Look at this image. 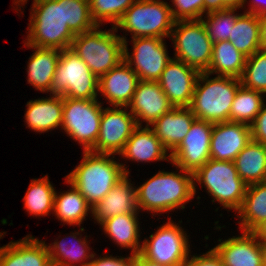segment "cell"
Wrapping results in <instances>:
<instances>
[{
    "label": "cell",
    "mask_w": 266,
    "mask_h": 266,
    "mask_svg": "<svg viewBox=\"0 0 266 266\" xmlns=\"http://www.w3.org/2000/svg\"><path fill=\"white\" fill-rule=\"evenodd\" d=\"M182 174L159 171L136 189L138 209L163 213L185 208L196 194L194 174L179 168ZM185 173V174H183Z\"/></svg>",
    "instance_id": "6da1fadb"
},
{
    "label": "cell",
    "mask_w": 266,
    "mask_h": 266,
    "mask_svg": "<svg viewBox=\"0 0 266 266\" xmlns=\"http://www.w3.org/2000/svg\"><path fill=\"white\" fill-rule=\"evenodd\" d=\"M111 155L84 151L82 162L66 176V183L73 185L91 207L103 199L125 174H129L124 164L109 158Z\"/></svg>",
    "instance_id": "7a4b0ae2"
},
{
    "label": "cell",
    "mask_w": 266,
    "mask_h": 266,
    "mask_svg": "<svg viewBox=\"0 0 266 266\" xmlns=\"http://www.w3.org/2000/svg\"><path fill=\"white\" fill-rule=\"evenodd\" d=\"M209 75L207 72H201L198 76L189 108L198 120L211 123L228 122L241 80L229 76L208 79ZM200 83H204L203 86Z\"/></svg>",
    "instance_id": "3957f363"
},
{
    "label": "cell",
    "mask_w": 266,
    "mask_h": 266,
    "mask_svg": "<svg viewBox=\"0 0 266 266\" xmlns=\"http://www.w3.org/2000/svg\"><path fill=\"white\" fill-rule=\"evenodd\" d=\"M99 27L76 34L70 46L98 79L124 60L126 41L115 33L118 28L102 31Z\"/></svg>",
    "instance_id": "277c9868"
},
{
    "label": "cell",
    "mask_w": 266,
    "mask_h": 266,
    "mask_svg": "<svg viewBox=\"0 0 266 266\" xmlns=\"http://www.w3.org/2000/svg\"><path fill=\"white\" fill-rule=\"evenodd\" d=\"M25 44L39 48L68 49L75 33L66 24L64 0H53L32 6Z\"/></svg>",
    "instance_id": "5b68a950"
},
{
    "label": "cell",
    "mask_w": 266,
    "mask_h": 266,
    "mask_svg": "<svg viewBox=\"0 0 266 266\" xmlns=\"http://www.w3.org/2000/svg\"><path fill=\"white\" fill-rule=\"evenodd\" d=\"M195 180L203 183L210 196L224 208L240 209L248 185L238 175L234 161L210 158L194 173Z\"/></svg>",
    "instance_id": "8992f818"
},
{
    "label": "cell",
    "mask_w": 266,
    "mask_h": 266,
    "mask_svg": "<svg viewBox=\"0 0 266 266\" xmlns=\"http://www.w3.org/2000/svg\"><path fill=\"white\" fill-rule=\"evenodd\" d=\"M175 20L167 2L136 0L124 13L115 28L132 33V38L170 37Z\"/></svg>",
    "instance_id": "52a82bcc"
},
{
    "label": "cell",
    "mask_w": 266,
    "mask_h": 266,
    "mask_svg": "<svg viewBox=\"0 0 266 266\" xmlns=\"http://www.w3.org/2000/svg\"><path fill=\"white\" fill-rule=\"evenodd\" d=\"M99 79L72 49L61 50L52 84V95L72 99H97Z\"/></svg>",
    "instance_id": "ba28073f"
},
{
    "label": "cell",
    "mask_w": 266,
    "mask_h": 266,
    "mask_svg": "<svg viewBox=\"0 0 266 266\" xmlns=\"http://www.w3.org/2000/svg\"><path fill=\"white\" fill-rule=\"evenodd\" d=\"M173 27L170 38L175 46L174 58L200 73L207 72L212 59L213 42L202 20H179L175 21Z\"/></svg>",
    "instance_id": "9c48e42d"
},
{
    "label": "cell",
    "mask_w": 266,
    "mask_h": 266,
    "mask_svg": "<svg viewBox=\"0 0 266 266\" xmlns=\"http://www.w3.org/2000/svg\"><path fill=\"white\" fill-rule=\"evenodd\" d=\"M97 100L63 97L61 127L73 140L84 146V151H91L95 147L99 135L103 108Z\"/></svg>",
    "instance_id": "30bf717a"
},
{
    "label": "cell",
    "mask_w": 266,
    "mask_h": 266,
    "mask_svg": "<svg viewBox=\"0 0 266 266\" xmlns=\"http://www.w3.org/2000/svg\"><path fill=\"white\" fill-rule=\"evenodd\" d=\"M182 228L169 222L163 224L148 240L143 241L140 255L160 266H183L189 258L188 238Z\"/></svg>",
    "instance_id": "8fae6325"
},
{
    "label": "cell",
    "mask_w": 266,
    "mask_h": 266,
    "mask_svg": "<svg viewBox=\"0 0 266 266\" xmlns=\"http://www.w3.org/2000/svg\"><path fill=\"white\" fill-rule=\"evenodd\" d=\"M132 40V55H129L127 41H124V61L138 75L140 81H158L171 60L163 38L139 37Z\"/></svg>",
    "instance_id": "7c38bea8"
},
{
    "label": "cell",
    "mask_w": 266,
    "mask_h": 266,
    "mask_svg": "<svg viewBox=\"0 0 266 266\" xmlns=\"http://www.w3.org/2000/svg\"><path fill=\"white\" fill-rule=\"evenodd\" d=\"M114 108H103L99 135L92 152L119 155L133 131L138 127L131 112L121 109L123 107Z\"/></svg>",
    "instance_id": "4fadbf2b"
},
{
    "label": "cell",
    "mask_w": 266,
    "mask_h": 266,
    "mask_svg": "<svg viewBox=\"0 0 266 266\" xmlns=\"http://www.w3.org/2000/svg\"><path fill=\"white\" fill-rule=\"evenodd\" d=\"M211 122L196 119L181 144L170 153V160L176 168L195 173L210 158Z\"/></svg>",
    "instance_id": "5bb4252c"
},
{
    "label": "cell",
    "mask_w": 266,
    "mask_h": 266,
    "mask_svg": "<svg viewBox=\"0 0 266 266\" xmlns=\"http://www.w3.org/2000/svg\"><path fill=\"white\" fill-rule=\"evenodd\" d=\"M200 72L178 59H171L158 80L173 107H189Z\"/></svg>",
    "instance_id": "9a60e30c"
},
{
    "label": "cell",
    "mask_w": 266,
    "mask_h": 266,
    "mask_svg": "<svg viewBox=\"0 0 266 266\" xmlns=\"http://www.w3.org/2000/svg\"><path fill=\"white\" fill-rule=\"evenodd\" d=\"M251 140V128L247 124L231 121L214 123L211 133V159L234 161Z\"/></svg>",
    "instance_id": "2e32d148"
},
{
    "label": "cell",
    "mask_w": 266,
    "mask_h": 266,
    "mask_svg": "<svg viewBox=\"0 0 266 266\" xmlns=\"http://www.w3.org/2000/svg\"><path fill=\"white\" fill-rule=\"evenodd\" d=\"M134 115L138 126L146 121L150 126L164 113L169 112L173 105L163 92L158 81H139L133 94L132 101L127 106Z\"/></svg>",
    "instance_id": "e0dca14e"
},
{
    "label": "cell",
    "mask_w": 266,
    "mask_h": 266,
    "mask_svg": "<svg viewBox=\"0 0 266 266\" xmlns=\"http://www.w3.org/2000/svg\"><path fill=\"white\" fill-rule=\"evenodd\" d=\"M255 232L243 231L242 236L223 242L219 239L213 249L219 255L223 266H264L263 244Z\"/></svg>",
    "instance_id": "ac0fdd59"
},
{
    "label": "cell",
    "mask_w": 266,
    "mask_h": 266,
    "mask_svg": "<svg viewBox=\"0 0 266 266\" xmlns=\"http://www.w3.org/2000/svg\"><path fill=\"white\" fill-rule=\"evenodd\" d=\"M139 81L138 75L122 60L99 78L98 92H101L113 107H124L127 110Z\"/></svg>",
    "instance_id": "d6986e66"
},
{
    "label": "cell",
    "mask_w": 266,
    "mask_h": 266,
    "mask_svg": "<svg viewBox=\"0 0 266 266\" xmlns=\"http://www.w3.org/2000/svg\"><path fill=\"white\" fill-rule=\"evenodd\" d=\"M28 236L0 247V266H52L47 244Z\"/></svg>",
    "instance_id": "ffe728a7"
},
{
    "label": "cell",
    "mask_w": 266,
    "mask_h": 266,
    "mask_svg": "<svg viewBox=\"0 0 266 266\" xmlns=\"http://www.w3.org/2000/svg\"><path fill=\"white\" fill-rule=\"evenodd\" d=\"M136 189L125 174L110 192L92 207V216L100 224L105 219L120 214H137Z\"/></svg>",
    "instance_id": "44dd1931"
},
{
    "label": "cell",
    "mask_w": 266,
    "mask_h": 266,
    "mask_svg": "<svg viewBox=\"0 0 266 266\" xmlns=\"http://www.w3.org/2000/svg\"><path fill=\"white\" fill-rule=\"evenodd\" d=\"M195 120L196 117L189 107H173L155 120L151 124V129L163 146L173 152L181 144Z\"/></svg>",
    "instance_id": "7402d4cb"
},
{
    "label": "cell",
    "mask_w": 266,
    "mask_h": 266,
    "mask_svg": "<svg viewBox=\"0 0 266 266\" xmlns=\"http://www.w3.org/2000/svg\"><path fill=\"white\" fill-rule=\"evenodd\" d=\"M167 152L168 150L163 146L153 130L147 125L142 128L141 125L133 131L119 155L137 162L168 161L171 155H166Z\"/></svg>",
    "instance_id": "603a6c76"
},
{
    "label": "cell",
    "mask_w": 266,
    "mask_h": 266,
    "mask_svg": "<svg viewBox=\"0 0 266 266\" xmlns=\"http://www.w3.org/2000/svg\"><path fill=\"white\" fill-rule=\"evenodd\" d=\"M25 122L37 132H46L61 127L63 117V96L52 95L27 102Z\"/></svg>",
    "instance_id": "cb8c5ba5"
},
{
    "label": "cell",
    "mask_w": 266,
    "mask_h": 266,
    "mask_svg": "<svg viewBox=\"0 0 266 266\" xmlns=\"http://www.w3.org/2000/svg\"><path fill=\"white\" fill-rule=\"evenodd\" d=\"M26 46L36 49L28 62V84L30 83L41 92H50L51 95L53 79L61 50L33 47L28 46V44Z\"/></svg>",
    "instance_id": "d4e9b609"
},
{
    "label": "cell",
    "mask_w": 266,
    "mask_h": 266,
    "mask_svg": "<svg viewBox=\"0 0 266 266\" xmlns=\"http://www.w3.org/2000/svg\"><path fill=\"white\" fill-rule=\"evenodd\" d=\"M241 219L240 229L255 232L266 222V183L260 182L247 186L242 205L238 210Z\"/></svg>",
    "instance_id": "484cf974"
},
{
    "label": "cell",
    "mask_w": 266,
    "mask_h": 266,
    "mask_svg": "<svg viewBox=\"0 0 266 266\" xmlns=\"http://www.w3.org/2000/svg\"><path fill=\"white\" fill-rule=\"evenodd\" d=\"M237 173L247 184L264 182L266 176V145L251 140L234 160Z\"/></svg>",
    "instance_id": "4316f807"
},
{
    "label": "cell",
    "mask_w": 266,
    "mask_h": 266,
    "mask_svg": "<svg viewBox=\"0 0 266 266\" xmlns=\"http://www.w3.org/2000/svg\"><path fill=\"white\" fill-rule=\"evenodd\" d=\"M137 219V214H120L105 219L100 225L114 242L122 248H131L132 254L138 255L142 245L139 242Z\"/></svg>",
    "instance_id": "83f0119b"
},
{
    "label": "cell",
    "mask_w": 266,
    "mask_h": 266,
    "mask_svg": "<svg viewBox=\"0 0 266 266\" xmlns=\"http://www.w3.org/2000/svg\"><path fill=\"white\" fill-rule=\"evenodd\" d=\"M244 56H252L261 49L259 17L252 13L240 14L231 31L229 40Z\"/></svg>",
    "instance_id": "f1b7e54d"
},
{
    "label": "cell",
    "mask_w": 266,
    "mask_h": 266,
    "mask_svg": "<svg viewBox=\"0 0 266 266\" xmlns=\"http://www.w3.org/2000/svg\"><path fill=\"white\" fill-rule=\"evenodd\" d=\"M246 58L232 45L231 41L214 42L212 59L207 73L240 79L244 71Z\"/></svg>",
    "instance_id": "f546056e"
},
{
    "label": "cell",
    "mask_w": 266,
    "mask_h": 266,
    "mask_svg": "<svg viewBox=\"0 0 266 266\" xmlns=\"http://www.w3.org/2000/svg\"><path fill=\"white\" fill-rule=\"evenodd\" d=\"M70 191L54 195L53 211L57 218L68 225L82 224L83 219L88 215V211H92V207L88 204L85 197L71 185Z\"/></svg>",
    "instance_id": "4dcf8cb0"
},
{
    "label": "cell",
    "mask_w": 266,
    "mask_h": 266,
    "mask_svg": "<svg viewBox=\"0 0 266 266\" xmlns=\"http://www.w3.org/2000/svg\"><path fill=\"white\" fill-rule=\"evenodd\" d=\"M55 189L48 176L33 179L23 198L24 208L30 215L45 216L53 210Z\"/></svg>",
    "instance_id": "1f68e13d"
},
{
    "label": "cell",
    "mask_w": 266,
    "mask_h": 266,
    "mask_svg": "<svg viewBox=\"0 0 266 266\" xmlns=\"http://www.w3.org/2000/svg\"><path fill=\"white\" fill-rule=\"evenodd\" d=\"M261 92L242 85L238 88L230 110V121L251 125L260 112L264 99Z\"/></svg>",
    "instance_id": "d6a6232c"
},
{
    "label": "cell",
    "mask_w": 266,
    "mask_h": 266,
    "mask_svg": "<svg viewBox=\"0 0 266 266\" xmlns=\"http://www.w3.org/2000/svg\"><path fill=\"white\" fill-rule=\"evenodd\" d=\"M72 234L73 236L70 235V237H73L72 239L74 240L76 239L75 243L77 242V245L72 243L73 246H71L72 244L69 246L65 239L60 240V242L55 241L53 245H47L52 266H76L74 263L87 261L88 258L92 259L93 253L89 254L88 252L89 247L88 243H86L88 242L86 238H83L84 240H81V237L77 239L76 235H79V232Z\"/></svg>",
    "instance_id": "836d02e7"
},
{
    "label": "cell",
    "mask_w": 266,
    "mask_h": 266,
    "mask_svg": "<svg viewBox=\"0 0 266 266\" xmlns=\"http://www.w3.org/2000/svg\"><path fill=\"white\" fill-rule=\"evenodd\" d=\"M240 80L243 87L266 93V50L260 49L246 58Z\"/></svg>",
    "instance_id": "e575fe53"
},
{
    "label": "cell",
    "mask_w": 266,
    "mask_h": 266,
    "mask_svg": "<svg viewBox=\"0 0 266 266\" xmlns=\"http://www.w3.org/2000/svg\"><path fill=\"white\" fill-rule=\"evenodd\" d=\"M236 9H226L207 13V20L201 19L208 37L214 42L228 41L233 26L240 15H235Z\"/></svg>",
    "instance_id": "d590c367"
},
{
    "label": "cell",
    "mask_w": 266,
    "mask_h": 266,
    "mask_svg": "<svg viewBox=\"0 0 266 266\" xmlns=\"http://www.w3.org/2000/svg\"><path fill=\"white\" fill-rule=\"evenodd\" d=\"M136 0H89L93 21L100 26L103 21L115 25Z\"/></svg>",
    "instance_id": "8d00e7d4"
},
{
    "label": "cell",
    "mask_w": 266,
    "mask_h": 266,
    "mask_svg": "<svg viewBox=\"0 0 266 266\" xmlns=\"http://www.w3.org/2000/svg\"><path fill=\"white\" fill-rule=\"evenodd\" d=\"M64 2L66 24L75 34L90 31L97 26L90 13L89 0H64Z\"/></svg>",
    "instance_id": "74e56055"
},
{
    "label": "cell",
    "mask_w": 266,
    "mask_h": 266,
    "mask_svg": "<svg viewBox=\"0 0 266 266\" xmlns=\"http://www.w3.org/2000/svg\"><path fill=\"white\" fill-rule=\"evenodd\" d=\"M172 3L174 6L170 8L175 21L199 20L203 17L204 0H172Z\"/></svg>",
    "instance_id": "f35d334b"
},
{
    "label": "cell",
    "mask_w": 266,
    "mask_h": 266,
    "mask_svg": "<svg viewBox=\"0 0 266 266\" xmlns=\"http://www.w3.org/2000/svg\"><path fill=\"white\" fill-rule=\"evenodd\" d=\"M251 139L266 145V106L262 105L260 112L255 117V120L250 125Z\"/></svg>",
    "instance_id": "ab89813d"
},
{
    "label": "cell",
    "mask_w": 266,
    "mask_h": 266,
    "mask_svg": "<svg viewBox=\"0 0 266 266\" xmlns=\"http://www.w3.org/2000/svg\"><path fill=\"white\" fill-rule=\"evenodd\" d=\"M95 253L92 256V261L90 262H84L80 263L81 266H135V255L131 253V256L127 258H117V257H112V256H103L102 258H96Z\"/></svg>",
    "instance_id": "60d3db41"
},
{
    "label": "cell",
    "mask_w": 266,
    "mask_h": 266,
    "mask_svg": "<svg viewBox=\"0 0 266 266\" xmlns=\"http://www.w3.org/2000/svg\"><path fill=\"white\" fill-rule=\"evenodd\" d=\"M246 0H204V13L243 8Z\"/></svg>",
    "instance_id": "b9f144b4"
},
{
    "label": "cell",
    "mask_w": 266,
    "mask_h": 266,
    "mask_svg": "<svg viewBox=\"0 0 266 266\" xmlns=\"http://www.w3.org/2000/svg\"><path fill=\"white\" fill-rule=\"evenodd\" d=\"M183 266H223V263L216 253V251L212 248L206 254L201 256H193L183 264Z\"/></svg>",
    "instance_id": "7bdbcfd3"
},
{
    "label": "cell",
    "mask_w": 266,
    "mask_h": 266,
    "mask_svg": "<svg viewBox=\"0 0 266 266\" xmlns=\"http://www.w3.org/2000/svg\"><path fill=\"white\" fill-rule=\"evenodd\" d=\"M264 0H253L252 2V6L251 8L247 11V13H252V14H255L257 16H260V15H263V14H266V3L264 1V3H260Z\"/></svg>",
    "instance_id": "ee69618b"
},
{
    "label": "cell",
    "mask_w": 266,
    "mask_h": 266,
    "mask_svg": "<svg viewBox=\"0 0 266 266\" xmlns=\"http://www.w3.org/2000/svg\"><path fill=\"white\" fill-rule=\"evenodd\" d=\"M258 17L260 20L261 49L266 50V14Z\"/></svg>",
    "instance_id": "f6af8a7d"
},
{
    "label": "cell",
    "mask_w": 266,
    "mask_h": 266,
    "mask_svg": "<svg viewBox=\"0 0 266 266\" xmlns=\"http://www.w3.org/2000/svg\"><path fill=\"white\" fill-rule=\"evenodd\" d=\"M135 266H160L154 262L144 259L140 254L135 255Z\"/></svg>",
    "instance_id": "bcb514c9"
},
{
    "label": "cell",
    "mask_w": 266,
    "mask_h": 266,
    "mask_svg": "<svg viewBox=\"0 0 266 266\" xmlns=\"http://www.w3.org/2000/svg\"><path fill=\"white\" fill-rule=\"evenodd\" d=\"M255 233L258 236V239H260L262 244H266V222L261 225L256 231Z\"/></svg>",
    "instance_id": "7dc6e473"
},
{
    "label": "cell",
    "mask_w": 266,
    "mask_h": 266,
    "mask_svg": "<svg viewBox=\"0 0 266 266\" xmlns=\"http://www.w3.org/2000/svg\"><path fill=\"white\" fill-rule=\"evenodd\" d=\"M50 1H53V0H34L32 5L33 6H38V5L42 4V3H46V2H50Z\"/></svg>",
    "instance_id": "c3c4849f"
},
{
    "label": "cell",
    "mask_w": 266,
    "mask_h": 266,
    "mask_svg": "<svg viewBox=\"0 0 266 266\" xmlns=\"http://www.w3.org/2000/svg\"><path fill=\"white\" fill-rule=\"evenodd\" d=\"M263 263L266 266V244H263Z\"/></svg>",
    "instance_id": "681fc988"
},
{
    "label": "cell",
    "mask_w": 266,
    "mask_h": 266,
    "mask_svg": "<svg viewBox=\"0 0 266 266\" xmlns=\"http://www.w3.org/2000/svg\"><path fill=\"white\" fill-rule=\"evenodd\" d=\"M27 1L26 0H16V2L14 4H18V7H19L20 6L19 5L20 3H21V5H24V3L27 2Z\"/></svg>",
    "instance_id": "f907efd6"
},
{
    "label": "cell",
    "mask_w": 266,
    "mask_h": 266,
    "mask_svg": "<svg viewBox=\"0 0 266 266\" xmlns=\"http://www.w3.org/2000/svg\"><path fill=\"white\" fill-rule=\"evenodd\" d=\"M4 234H5V233H1V232H0V239L2 238V235H4Z\"/></svg>",
    "instance_id": "816d5d0a"
}]
</instances>
